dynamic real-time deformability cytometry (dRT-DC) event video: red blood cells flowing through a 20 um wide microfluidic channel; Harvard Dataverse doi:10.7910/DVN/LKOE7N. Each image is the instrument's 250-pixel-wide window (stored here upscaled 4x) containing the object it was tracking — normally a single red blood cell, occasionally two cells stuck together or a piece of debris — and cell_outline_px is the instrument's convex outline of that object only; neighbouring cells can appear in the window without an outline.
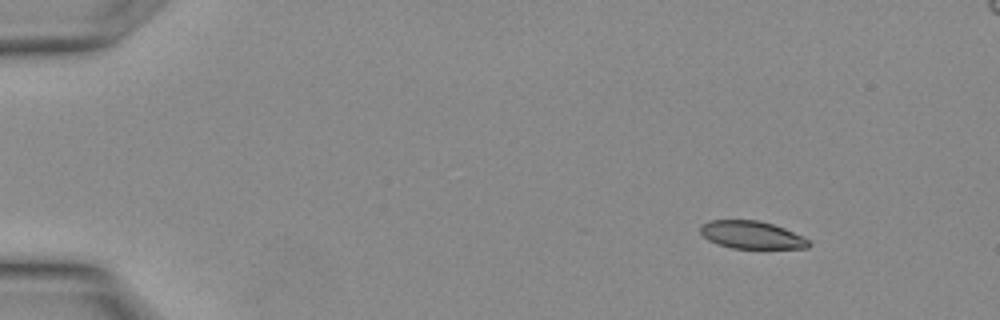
{"species": "Egyptian fruit bat (a non-hibernating species)", "species_latin": "Rousettus aegyptiacus", "temperature_condition": "warm", "stored_images_in_passage": 11, "camera_frame_rate_fps": 3000, "um_per_image_px": 0.085, "animal": {"sex": "female"}, "frame": {"image": 1, "passage_image": 4, "time_ms": 1.0, "image_size_px": [1000, 320], "cell_outline_px": [[812, 244], [808, 248], [732, 248], [716, 244], [708, 240], [700, 232], [700, 224], [708, 220], [760, 220], [784, 228], [808, 240]], "centroid_in_image_um": [63.84, 19.96], "position_along_channel_um": 21.2, "area_um2": 17.46}}